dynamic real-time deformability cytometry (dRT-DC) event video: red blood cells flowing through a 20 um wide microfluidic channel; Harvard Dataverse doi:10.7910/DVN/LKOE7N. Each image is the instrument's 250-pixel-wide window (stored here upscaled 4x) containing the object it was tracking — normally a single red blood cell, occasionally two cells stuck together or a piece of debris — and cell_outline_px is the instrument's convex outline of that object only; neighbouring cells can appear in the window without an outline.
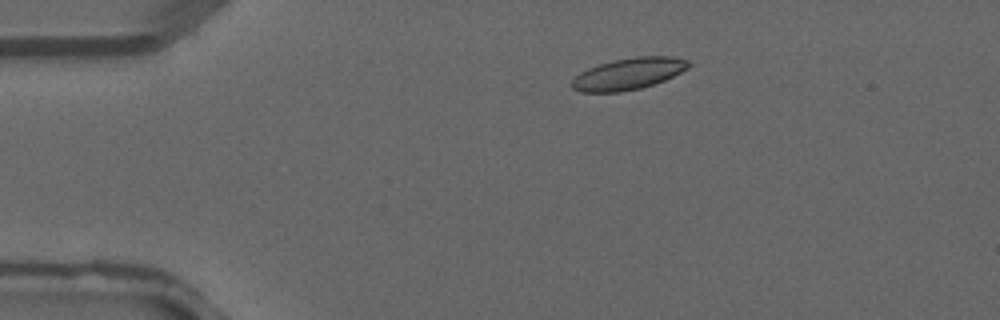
{"species": "common noctule bat (a hibernating species)", "species_latin": "Nyctalus noctula", "temperature_condition": "warm", "stored_images_in_passage": 2, "camera_frame_rate_fps": 3000, "um_per_image_px": 0.085, "animal": {"sex": "male", "forearm_length_mm": 52.5}, "frame": {"image": 1, "passage_image": 1, "time_ms": 0.0, "image_size_px": [1000, 320], "cell_outline_px": [[692, 64], [688, 68], [664, 80], [640, 88], [620, 92], [580, 92], [572, 88], [568, 84], [580, 72], [588, 68], [600, 64], [616, 60], [636, 56], [672, 56], [688, 60]], "centroid_in_image_um": [53.4, 6.27], "position_along_channel_um": 31.6, "area_um2": 21.44}}